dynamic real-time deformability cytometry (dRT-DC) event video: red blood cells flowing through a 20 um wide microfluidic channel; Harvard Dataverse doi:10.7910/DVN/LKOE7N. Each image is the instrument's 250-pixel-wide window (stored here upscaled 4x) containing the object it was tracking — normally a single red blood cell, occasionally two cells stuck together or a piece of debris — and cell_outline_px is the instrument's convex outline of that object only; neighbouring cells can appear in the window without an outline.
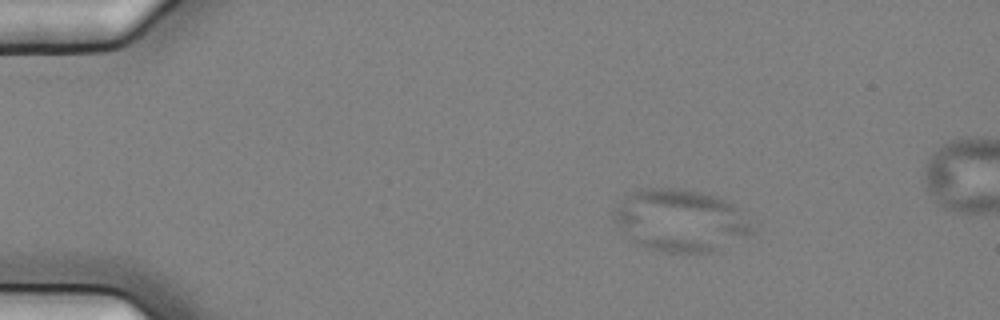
{"species": "common noctule bat (a hibernating species)", "species_latin": "Nyctalus noctula", "temperature_condition": "cold", "stored_images_in_passage": 7, "camera_frame_rate_fps": 3000, "um_per_image_px": 0.085, "animal": {"sex": "female", "body_mass_g": 25.1}, "frame": {"image": 1, "passage_image": 4, "time_ms": 1.0, "image_size_px": [1000, 320], "cell_outline_px": [[756, 232], [708, 252], [664, 252], [648, 248], [636, 244], [632, 240], [612, 216], [612, 212], [624, 196], [632, 192], [644, 188], [680, 188], [700, 192], [716, 196], [732, 204], [756, 228]], "centroid_in_image_um": [57.82, 18.72], "position_along_channel_um": 27.2, "area_um2": 49.48}}